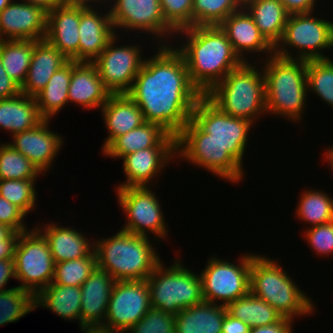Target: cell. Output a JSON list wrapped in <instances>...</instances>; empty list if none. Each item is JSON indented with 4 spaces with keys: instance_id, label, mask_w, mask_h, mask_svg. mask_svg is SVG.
Returning a JSON list of instances; mask_svg holds the SVG:
<instances>
[{
    "instance_id": "cell-3",
    "label": "cell",
    "mask_w": 333,
    "mask_h": 333,
    "mask_svg": "<svg viewBox=\"0 0 333 333\" xmlns=\"http://www.w3.org/2000/svg\"><path fill=\"white\" fill-rule=\"evenodd\" d=\"M151 240L120 229L109 238L94 241L97 267L115 281L146 280L162 262Z\"/></svg>"
},
{
    "instance_id": "cell-9",
    "label": "cell",
    "mask_w": 333,
    "mask_h": 333,
    "mask_svg": "<svg viewBox=\"0 0 333 333\" xmlns=\"http://www.w3.org/2000/svg\"><path fill=\"white\" fill-rule=\"evenodd\" d=\"M176 157L212 172L229 183L242 182L244 169L192 119L176 137Z\"/></svg>"
},
{
    "instance_id": "cell-50",
    "label": "cell",
    "mask_w": 333,
    "mask_h": 333,
    "mask_svg": "<svg viewBox=\"0 0 333 333\" xmlns=\"http://www.w3.org/2000/svg\"><path fill=\"white\" fill-rule=\"evenodd\" d=\"M221 328L222 333H249L251 327L227 312Z\"/></svg>"
},
{
    "instance_id": "cell-22",
    "label": "cell",
    "mask_w": 333,
    "mask_h": 333,
    "mask_svg": "<svg viewBox=\"0 0 333 333\" xmlns=\"http://www.w3.org/2000/svg\"><path fill=\"white\" fill-rule=\"evenodd\" d=\"M115 282L108 272L96 267L80 286L82 299L80 311L81 329L100 328L103 325Z\"/></svg>"
},
{
    "instance_id": "cell-28",
    "label": "cell",
    "mask_w": 333,
    "mask_h": 333,
    "mask_svg": "<svg viewBox=\"0 0 333 333\" xmlns=\"http://www.w3.org/2000/svg\"><path fill=\"white\" fill-rule=\"evenodd\" d=\"M47 239L52 258L56 263L87 257L94 251V242H90L84 233L69 226L51 222L47 225L35 226ZM43 228V230H42Z\"/></svg>"
},
{
    "instance_id": "cell-12",
    "label": "cell",
    "mask_w": 333,
    "mask_h": 333,
    "mask_svg": "<svg viewBox=\"0 0 333 333\" xmlns=\"http://www.w3.org/2000/svg\"><path fill=\"white\" fill-rule=\"evenodd\" d=\"M191 119L210 138L225 148V151L243 168V159L252 122L227 115L202 95L191 115Z\"/></svg>"
},
{
    "instance_id": "cell-15",
    "label": "cell",
    "mask_w": 333,
    "mask_h": 333,
    "mask_svg": "<svg viewBox=\"0 0 333 333\" xmlns=\"http://www.w3.org/2000/svg\"><path fill=\"white\" fill-rule=\"evenodd\" d=\"M117 39L118 36L115 35L93 64L104 87L111 94H127L146 57L142 58L140 44L118 46Z\"/></svg>"
},
{
    "instance_id": "cell-11",
    "label": "cell",
    "mask_w": 333,
    "mask_h": 333,
    "mask_svg": "<svg viewBox=\"0 0 333 333\" xmlns=\"http://www.w3.org/2000/svg\"><path fill=\"white\" fill-rule=\"evenodd\" d=\"M211 256L199 274L204 301L219 305L222 302L227 306L247 295L250 292L252 253L241 255L237 264Z\"/></svg>"
},
{
    "instance_id": "cell-47",
    "label": "cell",
    "mask_w": 333,
    "mask_h": 333,
    "mask_svg": "<svg viewBox=\"0 0 333 333\" xmlns=\"http://www.w3.org/2000/svg\"><path fill=\"white\" fill-rule=\"evenodd\" d=\"M20 93V86L6 73L0 58V99L14 97Z\"/></svg>"
},
{
    "instance_id": "cell-51",
    "label": "cell",
    "mask_w": 333,
    "mask_h": 333,
    "mask_svg": "<svg viewBox=\"0 0 333 333\" xmlns=\"http://www.w3.org/2000/svg\"><path fill=\"white\" fill-rule=\"evenodd\" d=\"M10 278L16 279L14 259L0 260V292L8 290L6 286Z\"/></svg>"
},
{
    "instance_id": "cell-32",
    "label": "cell",
    "mask_w": 333,
    "mask_h": 333,
    "mask_svg": "<svg viewBox=\"0 0 333 333\" xmlns=\"http://www.w3.org/2000/svg\"><path fill=\"white\" fill-rule=\"evenodd\" d=\"M81 300L80 287L50 283L35 296V305L46 307L64 320H78L81 329Z\"/></svg>"
},
{
    "instance_id": "cell-13",
    "label": "cell",
    "mask_w": 333,
    "mask_h": 333,
    "mask_svg": "<svg viewBox=\"0 0 333 333\" xmlns=\"http://www.w3.org/2000/svg\"><path fill=\"white\" fill-rule=\"evenodd\" d=\"M151 186L116 188L118 205L126 215L122 230L135 235L149 236L153 233L157 239L168 236V227L162 212L158 196Z\"/></svg>"
},
{
    "instance_id": "cell-52",
    "label": "cell",
    "mask_w": 333,
    "mask_h": 333,
    "mask_svg": "<svg viewBox=\"0 0 333 333\" xmlns=\"http://www.w3.org/2000/svg\"><path fill=\"white\" fill-rule=\"evenodd\" d=\"M18 237L19 233L14 231L7 239L0 241V260L14 259Z\"/></svg>"
},
{
    "instance_id": "cell-36",
    "label": "cell",
    "mask_w": 333,
    "mask_h": 333,
    "mask_svg": "<svg viewBox=\"0 0 333 333\" xmlns=\"http://www.w3.org/2000/svg\"><path fill=\"white\" fill-rule=\"evenodd\" d=\"M309 189L301 192L295 211L297 218L310 227L332 222L333 198L322 190Z\"/></svg>"
},
{
    "instance_id": "cell-1",
    "label": "cell",
    "mask_w": 333,
    "mask_h": 333,
    "mask_svg": "<svg viewBox=\"0 0 333 333\" xmlns=\"http://www.w3.org/2000/svg\"><path fill=\"white\" fill-rule=\"evenodd\" d=\"M175 47V48H174ZM127 95L138 105L145 122L158 124L175 138L191 119L202 94L192 85L176 45H159L144 59Z\"/></svg>"
},
{
    "instance_id": "cell-49",
    "label": "cell",
    "mask_w": 333,
    "mask_h": 333,
    "mask_svg": "<svg viewBox=\"0 0 333 333\" xmlns=\"http://www.w3.org/2000/svg\"><path fill=\"white\" fill-rule=\"evenodd\" d=\"M289 15L314 12L317 0H280Z\"/></svg>"
},
{
    "instance_id": "cell-35",
    "label": "cell",
    "mask_w": 333,
    "mask_h": 333,
    "mask_svg": "<svg viewBox=\"0 0 333 333\" xmlns=\"http://www.w3.org/2000/svg\"><path fill=\"white\" fill-rule=\"evenodd\" d=\"M34 40H0V58L6 73L21 87L26 79Z\"/></svg>"
},
{
    "instance_id": "cell-40",
    "label": "cell",
    "mask_w": 333,
    "mask_h": 333,
    "mask_svg": "<svg viewBox=\"0 0 333 333\" xmlns=\"http://www.w3.org/2000/svg\"><path fill=\"white\" fill-rule=\"evenodd\" d=\"M96 267L95 251L87 257L56 263L52 283L80 287Z\"/></svg>"
},
{
    "instance_id": "cell-48",
    "label": "cell",
    "mask_w": 333,
    "mask_h": 333,
    "mask_svg": "<svg viewBox=\"0 0 333 333\" xmlns=\"http://www.w3.org/2000/svg\"><path fill=\"white\" fill-rule=\"evenodd\" d=\"M294 321L282 317L278 322L260 327H251L249 333H293Z\"/></svg>"
},
{
    "instance_id": "cell-53",
    "label": "cell",
    "mask_w": 333,
    "mask_h": 333,
    "mask_svg": "<svg viewBox=\"0 0 333 333\" xmlns=\"http://www.w3.org/2000/svg\"><path fill=\"white\" fill-rule=\"evenodd\" d=\"M26 3H30L32 5H37L42 7L46 12H49L58 6L62 5L61 0H22Z\"/></svg>"
},
{
    "instance_id": "cell-33",
    "label": "cell",
    "mask_w": 333,
    "mask_h": 333,
    "mask_svg": "<svg viewBox=\"0 0 333 333\" xmlns=\"http://www.w3.org/2000/svg\"><path fill=\"white\" fill-rule=\"evenodd\" d=\"M78 63L70 60L51 76L44 89L35 96L39 113L44 119L51 120L68 104L72 70Z\"/></svg>"
},
{
    "instance_id": "cell-25",
    "label": "cell",
    "mask_w": 333,
    "mask_h": 333,
    "mask_svg": "<svg viewBox=\"0 0 333 333\" xmlns=\"http://www.w3.org/2000/svg\"><path fill=\"white\" fill-rule=\"evenodd\" d=\"M100 111L109 133L108 137L104 139L102 152L118 136L145 123L142 111L127 94H111Z\"/></svg>"
},
{
    "instance_id": "cell-4",
    "label": "cell",
    "mask_w": 333,
    "mask_h": 333,
    "mask_svg": "<svg viewBox=\"0 0 333 333\" xmlns=\"http://www.w3.org/2000/svg\"><path fill=\"white\" fill-rule=\"evenodd\" d=\"M266 89V114L300 122L303 118L308 87L307 61L287 59L275 54L263 58ZM302 114V115H301Z\"/></svg>"
},
{
    "instance_id": "cell-37",
    "label": "cell",
    "mask_w": 333,
    "mask_h": 333,
    "mask_svg": "<svg viewBox=\"0 0 333 333\" xmlns=\"http://www.w3.org/2000/svg\"><path fill=\"white\" fill-rule=\"evenodd\" d=\"M243 7V0H193V26H219L230 14Z\"/></svg>"
},
{
    "instance_id": "cell-44",
    "label": "cell",
    "mask_w": 333,
    "mask_h": 333,
    "mask_svg": "<svg viewBox=\"0 0 333 333\" xmlns=\"http://www.w3.org/2000/svg\"><path fill=\"white\" fill-rule=\"evenodd\" d=\"M162 16L175 31L192 27L193 0H160Z\"/></svg>"
},
{
    "instance_id": "cell-2",
    "label": "cell",
    "mask_w": 333,
    "mask_h": 333,
    "mask_svg": "<svg viewBox=\"0 0 333 333\" xmlns=\"http://www.w3.org/2000/svg\"><path fill=\"white\" fill-rule=\"evenodd\" d=\"M180 34L185 42L176 49L184 57L192 85L202 95L244 63L219 26H193L176 32Z\"/></svg>"
},
{
    "instance_id": "cell-56",
    "label": "cell",
    "mask_w": 333,
    "mask_h": 333,
    "mask_svg": "<svg viewBox=\"0 0 333 333\" xmlns=\"http://www.w3.org/2000/svg\"><path fill=\"white\" fill-rule=\"evenodd\" d=\"M323 154L325 155V160L328 161V165H330V169L333 171V147H328Z\"/></svg>"
},
{
    "instance_id": "cell-38",
    "label": "cell",
    "mask_w": 333,
    "mask_h": 333,
    "mask_svg": "<svg viewBox=\"0 0 333 333\" xmlns=\"http://www.w3.org/2000/svg\"><path fill=\"white\" fill-rule=\"evenodd\" d=\"M36 309L35 295L16 286L0 292V326L17 322Z\"/></svg>"
},
{
    "instance_id": "cell-39",
    "label": "cell",
    "mask_w": 333,
    "mask_h": 333,
    "mask_svg": "<svg viewBox=\"0 0 333 333\" xmlns=\"http://www.w3.org/2000/svg\"><path fill=\"white\" fill-rule=\"evenodd\" d=\"M307 87L333 109V60L317 59L307 61Z\"/></svg>"
},
{
    "instance_id": "cell-5",
    "label": "cell",
    "mask_w": 333,
    "mask_h": 333,
    "mask_svg": "<svg viewBox=\"0 0 333 333\" xmlns=\"http://www.w3.org/2000/svg\"><path fill=\"white\" fill-rule=\"evenodd\" d=\"M291 279L278 261L252 253L250 292L270 304L282 317L294 321L296 317L311 315L315 305Z\"/></svg>"
},
{
    "instance_id": "cell-23",
    "label": "cell",
    "mask_w": 333,
    "mask_h": 333,
    "mask_svg": "<svg viewBox=\"0 0 333 333\" xmlns=\"http://www.w3.org/2000/svg\"><path fill=\"white\" fill-rule=\"evenodd\" d=\"M80 6L62 4L47 12L45 39L69 60L79 62Z\"/></svg>"
},
{
    "instance_id": "cell-41",
    "label": "cell",
    "mask_w": 333,
    "mask_h": 333,
    "mask_svg": "<svg viewBox=\"0 0 333 333\" xmlns=\"http://www.w3.org/2000/svg\"><path fill=\"white\" fill-rule=\"evenodd\" d=\"M40 174L37 167L8 142L0 144V180L37 179Z\"/></svg>"
},
{
    "instance_id": "cell-58",
    "label": "cell",
    "mask_w": 333,
    "mask_h": 333,
    "mask_svg": "<svg viewBox=\"0 0 333 333\" xmlns=\"http://www.w3.org/2000/svg\"><path fill=\"white\" fill-rule=\"evenodd\" d=\"M13 0H0V12L6 8Z\"/></svg>"
},
{
    "instance_id": "cell-17",
    "label": "cell",
    "mask_w": 333,
    "mask_h": 333,
    "mask_svg": "<svg viewBox=\"0 0 333 333\" xmlns=\"http://www.w3.org/2000/svg\"><path fill=\"white\" fill-rule=\"evenodd\" d=\"M13 0L0 12V40H43L47 12L40 6Z\"/></svg>"
},
{
    "instance_id": "cell-7",
    "label": "cell",
    "mask_w": 333,
    "mask_h": 333,
    "mask_svg": "<svg viewBox=\"0 0 333 333\" xmlns=\"http://www.w3.org/2000/svg\"><path fill=\"white\" fill-rule=\"evenodd\" d=\"M179 259L168 268L161 262L146 279L151 306L173 315L204 302L200 275L186 268Z\"/></svg>"
},
{
    "instance_id": "cell-20",
    "label": "cell",
    "mask_w": 333,
    "mask_h": 333,
    "mask_svg": "<svg viewBox=\"0 0 333 333\" xmlns=\"http://www.w3.org/2000/svg\"><path fill=\"white\" fill-rule=\"evenodd\" d=\"M94 8L80 6L79 62L93 63L110 40L118 35L109 11L104 14Z\"/></svg>"
},
{
    "instance_id": "cell-43",
    "label": "cell",
    "mask_w": 333,
    "mask_h": 333,
    "mask_svg": "<svg viewBox=\"0 0 333 333\" xmlns=\"http://www.w3.org/2000/svg\"><path fill=\"white\" fill-rule=\"evenodd\" d=\"M125 333H175V315L152 307Z\"/></svg>"
},
{
    "instance_id": "cell-55",
    "label": "cell",
    "mask_w": 333,
    "mask_h": 333,
    "mask_svg": "<svg viewBox=\"0 0 333 333\" xmlns=\"http://www.w3.org/2000/svg\"><path fill=\"white\" fill-rule=\"evenodd\" d=\"M13 232L14 230L9 226L0 224V241L7 239Z\"/></svg>"
},
{
    "instance_id": "cell-57",
    "label": "cell",
    "mask_w": 333,
    "mask_h": 333,
    "mask_svg": "<svg viewBox=\"0 0 333 333\" xmlns=\"http://www.w3.org/2000/svg\"><path fill=\"white\" fill-rule=\"evenodd\" d=\"M81 331L84 333H109L101 328H82Z\"/></svg>"
},
{
    "instance_id": "cell-26",
    "label": "cell",
    "mask_w": 333,
    "mask_h": 333,
    "mask_svg": "<svg viewBox=\"0 0 333 333\" xmlns=\"http://www.w3.org/2000/svg\"><path fill=\"white\" fill-rule=\"evenodd\" d=\"M111 93L104 87L93 63L79 62L72 70L68 103L85 109H101Z\"/></svg>"
},
{
    "instance_id": "cell-29",
    "label": "cell",
    "mask_w": 333,
    "mask_h": 333,
    "mask_svg": "<svg viewBox=\"0 0 333 333\" xmlns=\"http://www.w3.org/2000/svg\"><path fill=\"white\" fill-rule=\"evenodd\" d=\"M226 306L202 302L175 315V333H222Z\"/></svg>"
},
{
    "instance_id": "cell-19",
    "label": "cell",
    "mask_w": 333,
    "mask_h": 333,
    "mask_svg": "<svg viewBox=\"0 0 333 333\" xmlns=\"http://www.w3.org/2000/svg\"><path fill=\"white\" fill-rule=\"evenodd\" d=\"M175 157L176 147H149L123 156L122 164L127 180L118 183L115 188L149 186Z\"/></svg>"
},
{
    "instance_id": "cell-24",
    "label": "cell",
    "mask_w": 333,
    "mask_h": 333,
    "mask_svg": "<svg viewBox=\"0 0 333 333\" xmlns=\"http://www.w3.org/2000/svg\"><path fill=\"white\" fill-rule=\"evenodd\" d=\"M70 60L46 39L34 41L29 70L21 93L35 97L47 85L51 76Z\"/></svg>"
},
{
    "instance_id": "cell-14",
    "label": "cell",
    "mask_w": 333,
    "mask_h": 333,
    "mask_svg": "<svg viewBox=\"0 0 333 333\" xmlns=\"http://www.w3.org/2000/svg\"><path fill=\"white\" fill-rule=\"evenodd\" d=\"M151 308L146 280L116 281L111 291L105 321L100 328L109 333H125Z\"/></svg>"
},
{
    "instance_id": "cell-21",
    "label": "cell",
    "mask_w": 333,
    "mask_h": 333,
    "mask_svg": "<svg viewBox=\"0 0 333 333\" xmlns=\"http://www.w3.org/2000/svg\"><path fill=\"white\" fill-rule=\"evenodd\" d=\"M219 27L243 62H251L244 56L248 53L263 52L266 53V59L274 54V47L264 38L244 7L230 14Z\"/></svg>"
},
{
    "instance_id": "cell-30",
    "label": "cell",
    "mask_w": 333,
    "mask_h": 333,
    "mask_svg": "<svg viewBox=\"0 0 333 333\" xmlns=\"http://www.w3.org/2000/svg\"><path fill=\"white\" fill-rule=\"evenodd\" d=\"M43 120L35 97L20 93L0 99V128L9 131L11 136L34 128Z\"/></svg>"
},
{
    "instance_id": "cell-46",
    "label": "cell",
    "mask_w": 333,
    "mask_h": 333,
    "mask_svg": "<svg viewBox=\"0 0 333 333\" xmlns=\"http://www.w3.org/2000/svg\"><path fill=\"white\" fill-rule=\"evenodd\" d=\"M25 218L26 215L18 207L0 196V224L22 233L28 230Z\"/></svg>"
},
{
    "instance_id": "cell-34",
    "label": "cell",
    "mask_w": 333,
    "mask_h": 333,
    "mask_svg": "<svg viewBox=\"0 0 333 333\" xmlns=\"http://www.w3.org/2000/svg\"><path fill=\"white\" fill-rule=\"evenodd\" d=\"M227 311L250 327H260L278 322L282 316L267 302L258 299L251 292L229 303Z\"/></svg>"
},
{
    "instance_id": "cell-6",
    "label": "cell",
    "mask_w": 333,
    "mask_h": 333,
    "mask_svg": "<svg viewBox=\"0 0 333 333\" xmlns=\"http://www.w3.org/2000/svg\"><path fill=\"white\" fill-rule=\"evenodd\" d=\"M258 64H261L260 68L244 62L205 96L227 115L256 123L259 116L267 113L263 64Z\"/></svg>"
},
{
    "instance_id": "cell-31",
    "label": "cell",
    "mask_w": 333,
    "mask_h": 333,
    "mask_svg": "<svg viewBox=\"0 0 333 333\" xmlns=\"http://www.w3.org/2000/svg\"><path fill=\"white\" fill-rule=\"evenodd\" d=\"M264 38L275 48L280 42L289 14L280 0H243Z\"/></svg>"
},
{
    "instance_id": "cell-42",
    "label": "cell",
    "mask_w": 333,
    "mask_h": 333,
    "mask_svg": "<svg viewBox=\"0 0 333 333\" xmlns=\"http://www.w3.org/2000/svg\"><path fill=\"white\" fill-rule=\"evenodd\" d=\"M37 179L0 180V196L18 207L25 215L35 210ZM35 183V184H34Z\"/></svg>"
},
{
    "instance_id": "cell-54",
    "label": "cell",
    "mask_w": 333,
    "mask_h": 333,
    "mask_svg": "<svg viewBox=\"0 0 333 333\" xmlns=\"http://www.w3.org/2000/svg\"><path fill=\"white\" fill-rule=\"evenodd\" d=\"M62 4L65 5H70V6H81V7H94V4H102L104 5V1H106L105 3H107L108 0H61ZM102 1V2H101ZM98 2V3H97ZM93 5H90L92 4Z\"/></svg>"
},
{
    "instance_id": "cell-18",
    "label": "cell",
    "mask_w": 333,
    "mask_h": 333,
    "mask_svg": "<svg viewBox=\"0 0 333 333\" xmlns=\"http://www.w3.org/2000/svg\"><path fill=\"white\" fill-rule=\"evenodd\" d=\"M49 119H44L40 124L29 130L14 134L13 142H8L15 150L25 156L42 173L52 169V164L57 157L63 141L58 133L49 129Z\"/></svg>"
},
{
    "instance_id": "cell-8",
    "label": "cell",
    "mask_w": 333,
    "mask_h": 333,
    "mask_svg": "<svg viewBox=\"0 0 333 333\" xmlns=\"http://www.w3.org/2000/svg\"><path fill=\"white\" fill-rule=\"evenodd\" d=\"M313 14L314 12L288 16L283 36L274 48L275 55L306 61L330 58L321 51L325 52L333 47V22ZM292 49L298 54H292Z\"/></svg>"
},
{
    "instance_id": "cell-27",
    "label": "cell",
    "mask_w": 333,
    "mask_h": 333,
    "mask_svg": "<svg viewBox=\"0 0 333 333\" xmlns=\"http://www.w3.org/2000/svg\"><path fill=\"white\" fill-rule=\"evenodd\" d=\"M149 147H176V138L158 124L145 122L118 136L102 153L110 158H122Z\"/></svg>"
},
{
    "instance_id": "cell-10",
    "label": "cell",
    "mask_w": 333,
    "mask_h": 333,
    "mask_svg": "<svg viewBox=\"0 0 333 333\" xmlns=\"http://www.w3.org/2000/svg\"><path fill=\"white\" fill-rule=\"evenodd\" d=\"M15 277L21 289L35 296L54 277L55 262L44 235L36 228L19 233L14 252Z\"/></svg>"
},
{
    "instance_id": "cell-45",
    "label": "cell",
    "mask_w": 333,
    "mask_h": 333,
    "mask_svg": "<svg viewBox=\"0 0 333 333\" xmlns=\"http://www.w3.org/2000/svg\"><path fill=\"white\" fill-rule=\"evenodd\" d=\"M305 241L316 252L315 255H333V221L307 228L303 233Z\"/></svg>"
},
{
    "instance_id": "cell-16",
    "label": "cell",
    "mask_w": 333,
    "mask_h": 333,
    "mask_svg": "<svg viewBox=\"0 0 333 333\" xmlns=\"http://www.w3.org/2000/svg\"><path fill=\"white\" fill-rule=\"evenodd\" d=\"M108 1H111L108 2L111 3L108 10L115 31L122 28L121 30L125 29L127 32L130 29L129 33L133 30L138 31V33H149L148 36L152 35L154 38L156 37L155 39H160L157 43L158 46L160 43L161 45H167V41H170L168 37L171 38V35L176 37V32L165 22L162 16L160 0ZM165 38L167 39L166 42Z\"/></svg>"
}]
</instances>
